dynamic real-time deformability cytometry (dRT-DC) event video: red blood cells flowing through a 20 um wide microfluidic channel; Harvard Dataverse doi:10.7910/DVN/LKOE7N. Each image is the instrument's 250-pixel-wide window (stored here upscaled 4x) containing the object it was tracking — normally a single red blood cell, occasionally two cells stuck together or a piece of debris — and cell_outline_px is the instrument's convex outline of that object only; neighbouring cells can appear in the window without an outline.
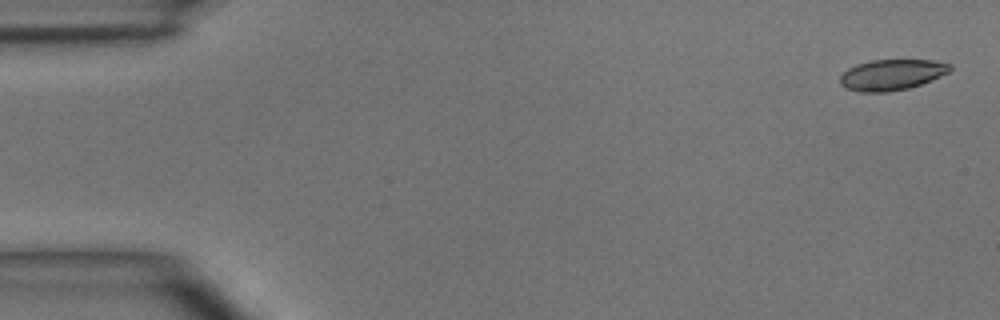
{"species": "common noctule bat (a hibernating species)", "species_latin": "Nyctalus noctula", "temperature_condition": "room temperature", "stored_images_in_passage": 5, "camera_frame_rate_fps": 3000, "um_per_image_px": 0.085, "animal": {"sex": "male", "body_mass_g": 15.6}, "frame": {"image": 1, "passage_image": 1, "time_ms": 0.0, "image_size_px": [1000, 320], "cell_outline_px": [[952, 68], [948, 72], [940, 76], [920, 84], [908, 88], [888, 92], [860, 92], [848, 88], [840, 84], [840, 76], [848, 68], [856, 64], [872, 60], [932, 60], [952, 64]], "centroid_in_image_um": [75.79, 6.35], "position_along_channel_um": 9.2, "area_um2": 19.59}}
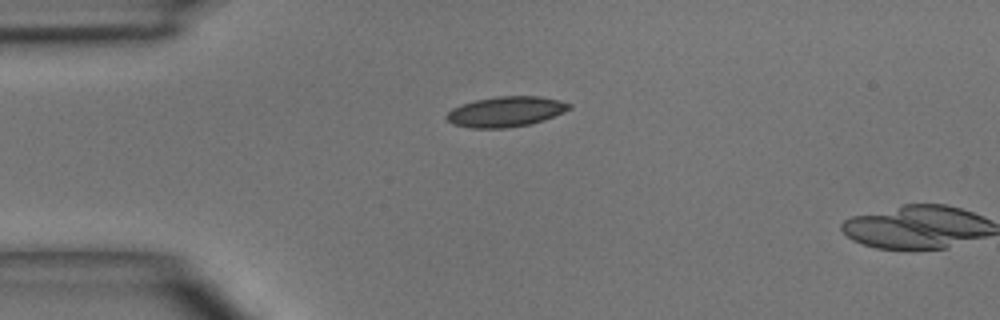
{"frame": {"image": 2, "passage_image": 4, "time_ms": 3.333, "image_size_px": [1000, 320], "cell_outline_px": [[572, 108], [564, 112], [544, 120], [532, 124], [508, 128], [472, 128], [452, 124], [444, 116], [452, 108], [460, 104], [476, 100], [496, 96], [540, 96], [560, 100], [572, 104]], "centroid_in_image_um": [43.0, 9.49], "position_along_channel_um": 42.0, "area_um2": 21.91}}